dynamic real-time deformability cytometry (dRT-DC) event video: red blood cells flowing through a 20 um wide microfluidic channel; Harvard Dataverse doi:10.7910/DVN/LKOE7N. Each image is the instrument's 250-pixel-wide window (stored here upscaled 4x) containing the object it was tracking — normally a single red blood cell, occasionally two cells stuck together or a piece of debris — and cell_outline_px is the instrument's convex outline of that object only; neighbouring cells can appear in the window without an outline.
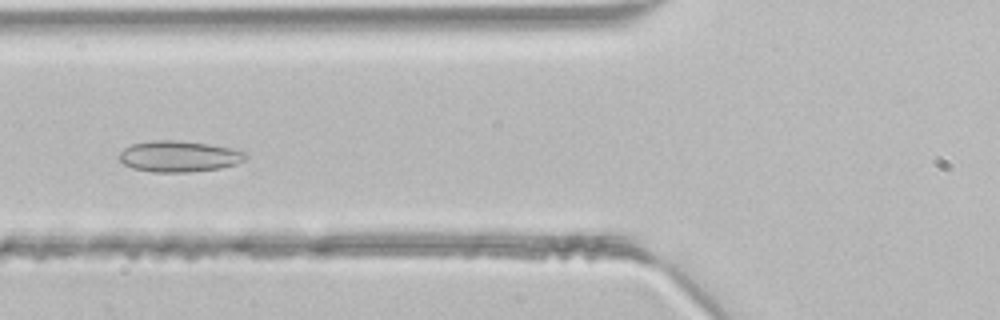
{"species": "common noctule bat (a hibernating species)", "species_latin": "Nyctalus noctula", "temperature_condition": "room temperature", "stored_images_in_passage": 35, "camera_frame_rate_fps": 3000, "um_per_image_px": 0.085, "animal": {"sex": "male", "body_mass_g": 21.5, "forearm_length_mm": 52.0}, "frame": {"image": 1, "passage_image": 12, "time_ms": 3.667, "image_size_px": [1000, 320], "cell_outline_px": [[248, 156], [244, 160], [236, 164], [220, 168], [188, 172], [152, 172], [132, 168], [124, 164], [120, 160], [120, 152], [124, 148], [132, 144], [152, 140], [176, 140], [208, 144], [232, 148], [248, 152]], "centroid_in_image_um": [15.23, 13.29], "position_along_channel_um": 110.6, "area_um2": 22.95}}
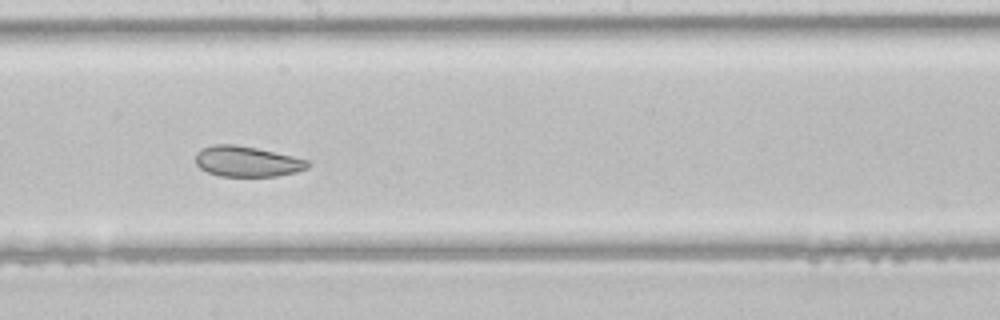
{"frame": {"image": 2, "passage_image": 20, "time_ms": 6.333, "image_size_px": [1000, 320], "cell_outline_px": [[308, 168], [296, 172], [276, 176], [220, 176], [208, 172], [200, 168], [196, 164], [196, 152], [212, 144], [236, 144], [256, 148], [292, 156], [308, 160]], "centroid_in_image_um": [20.97, 13.72], "position_along_channel_um": 227.2, "area_um2": 19.83}}
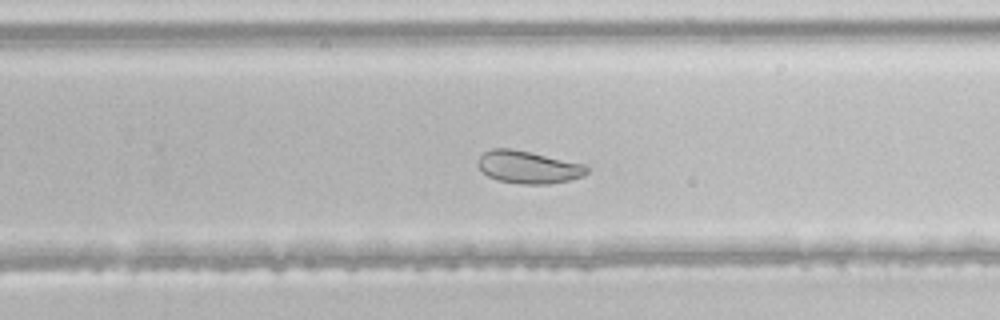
{"frame": {"image": 3, "passage_image": 24, "time_ms": 7.667, "image_size_px": [1000, 320], "cell_outline_px": [[588, 172], [584, 176], [568, 180], [548, 184], [524, 184], [500, 180], [488, 176], [476, 164], [476, 160], [484, 152], [492, 148], [508, 148], [528, 152], [584, 164], [588, 168]], "centroid_in_image_um": [44.88, 14.2], "position_along_channel_um": 284.9, "area_um2": 20.35}}